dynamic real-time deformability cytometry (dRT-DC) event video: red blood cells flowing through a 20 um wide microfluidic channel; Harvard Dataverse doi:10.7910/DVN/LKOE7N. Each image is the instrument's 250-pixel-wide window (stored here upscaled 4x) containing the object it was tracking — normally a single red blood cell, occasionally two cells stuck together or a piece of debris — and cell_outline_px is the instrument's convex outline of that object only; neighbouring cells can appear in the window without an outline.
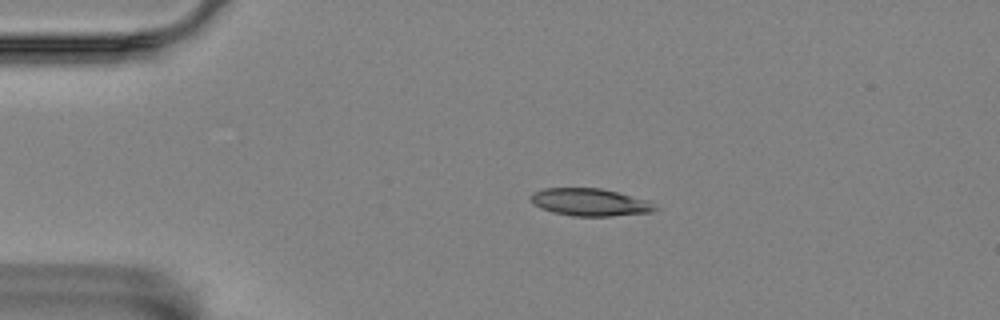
{"species": "Egyptian fruit bat (a non-hibernating species)", "species_latin": "Rousettus aegyptiacus", "temperature_condition": "room temperature", "stored_images_in_passage": 2, "camera_frame_rate_fps": 3000, "um_per_image_px": 0.085, "animal": {"sex": "female"}, "frame": {"image": 1, "passage_image": 1, "time_ms": 0.0, "image_size_px": [1000, 320], "cell_outline_px": [[660, 208], [652, 212], [612, 216], [572, 216], [552, 212], [540, 208], [532, 204], [528, 196], [532, 192], [544, 188], [600, 188], [648, 200]], "centroid_in_image_um": [50.11, 17.19], "position_along_channel_um": 34.9, "area_um2": 20.11}}